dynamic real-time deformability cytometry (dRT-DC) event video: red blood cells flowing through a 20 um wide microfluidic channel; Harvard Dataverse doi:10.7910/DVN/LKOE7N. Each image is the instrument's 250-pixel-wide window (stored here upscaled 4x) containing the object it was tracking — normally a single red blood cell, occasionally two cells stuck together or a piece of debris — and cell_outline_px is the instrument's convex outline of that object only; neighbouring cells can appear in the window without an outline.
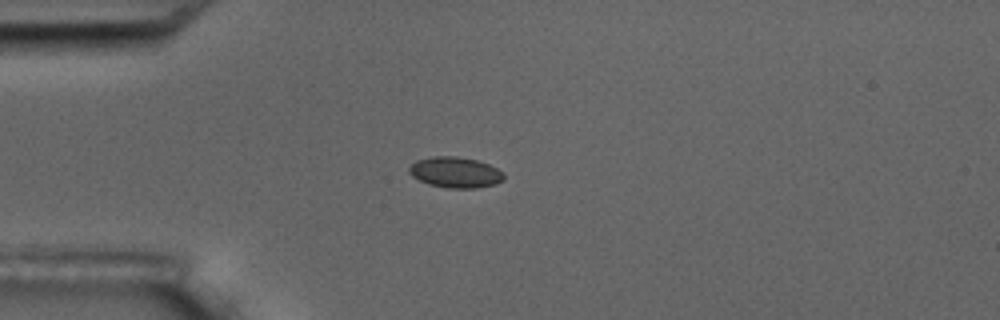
{"species": "common noctule bat (a hibernating species)", "species_latin": "Nyctalus noctula", "temperature_condition": "room temperature", "stored_images_in_passage": 8, "camera_frame_rate_fps": 3000, "um_per_image_px": 0.085, "animal": {"sex": "male", "body_mass_g": 17.5, "forearm_length_mm": 52.3}, "frame": {"image": 1, "passage_image": 4, "time_ms": 3.667, "image_size_px": [1000, 320], "cell_outline_px": [[504, 180], [496, 184], [476, 188], [448, 188], [428, 184], [412, 176], [408, 172], [408, 168], [416, 160], [432, 156], [456, 156], [476, 160], [488, 164], [504, 172]], "centroid_in_image_um": [38.7, 14.65], "position_along_channel_um": 46.3, "area_um2": 17.05}}
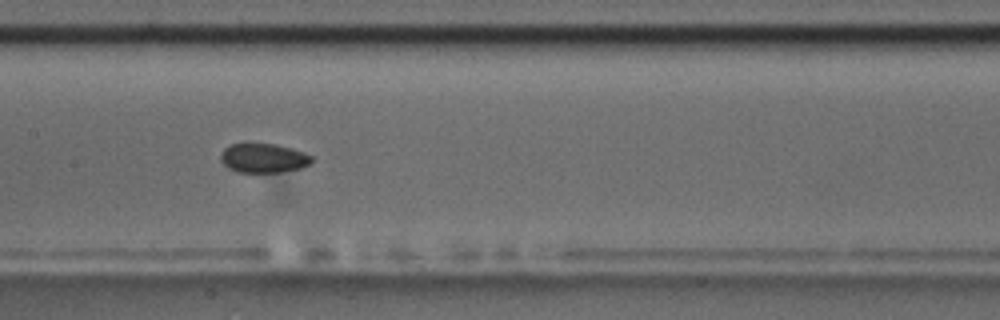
{"frame": {"image": 2, "passage_image": 8, "time_ms": 8.0, "image_size_px": [1000, 320], "cell_outline_px": [[312, 164], [300, 168], [276, 172], [236, 172], [228, 168], [220, 160], [220, 152], [224, 148], [232, 144], [276, 144], [292, 148], [304, 152], [312, 156]], "centroid_in_image_um": [22.39, 13.44], "position_along_channel_um": 185.0, "area_um2": 15.55}}